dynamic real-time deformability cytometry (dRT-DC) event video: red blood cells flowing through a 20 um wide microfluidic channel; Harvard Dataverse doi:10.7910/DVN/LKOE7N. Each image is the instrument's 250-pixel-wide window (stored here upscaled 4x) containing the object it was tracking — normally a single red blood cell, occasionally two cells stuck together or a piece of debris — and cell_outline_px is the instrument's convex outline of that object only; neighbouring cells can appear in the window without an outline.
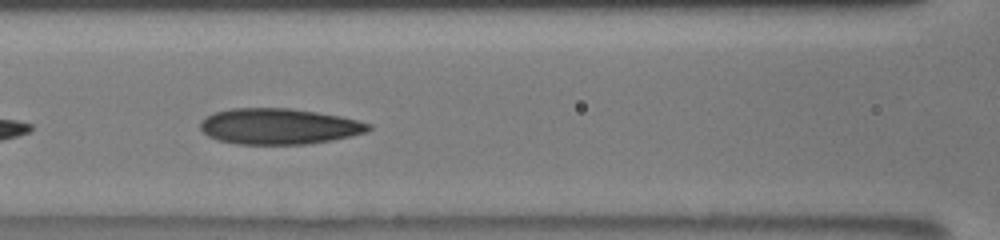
{"species": "human", "species_latin": "Homo sapiens", "temperature_condition": "room temperature", "stored_images_in_passage": 16, "camera_frame_rate_fps": 3000, "um_per_image_px": 0.085, "donor": {"sex": "male"}, "frame": {"image": 1, "passage_image": 12, "time_ms": 6.0, "image_size_px": [1000, 240], "cell_outline_px": [[372, 128], [368, 132], [352, 136], [332, 140], [308, 144], [236, 144], [216, 140], [208, 136], [200, 128], [200, 120], [216, 112], [228, 108], [288, 108], [316, 112], [340, 116], [360, 120], [372, 124]], "centroid_in_image_um": [23.73, 10.74], "position_along_channel_um": 142.9, "area_um2": 35.43}}